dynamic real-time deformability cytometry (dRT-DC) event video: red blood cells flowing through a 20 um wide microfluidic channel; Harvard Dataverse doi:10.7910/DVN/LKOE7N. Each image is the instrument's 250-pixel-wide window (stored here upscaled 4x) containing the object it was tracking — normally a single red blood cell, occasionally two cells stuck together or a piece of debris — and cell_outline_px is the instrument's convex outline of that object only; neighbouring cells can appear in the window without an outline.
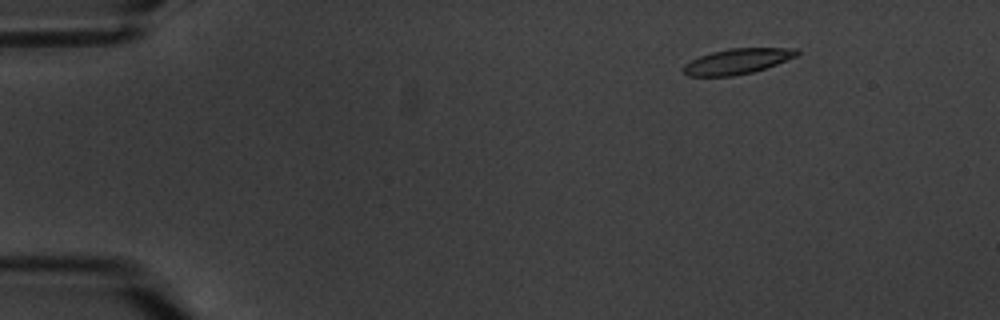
{"species": "common noctule bat (a hibernating species)", "species_latin": "Nyctalus noctula", "temperature_condition": "warm", "stored_images_in_passage": 8, "camera_frame_rate_fps": 3000, "um_per_image_px": 0.085, "animal": {"sex": "male", "body_mass_g": 20.1, "forearm_length_mm": 53.5}, "frame": {"image": 1, "passage_image": 3, "time_ms": 2.333, "image_size_px": [1000, 320], "cell_outline_px": [[800, 52], [796, 56], [776, 64], [752, 72], [732, 76], [688, 76], [684, 72], [684, 64], [700, 56], [712, 52], [728, 48], [800, 48]], "centroid_in_image_um": [62.69, 5.2], "position_along_channel_um": 22.3, "area_um2": 16.65}}
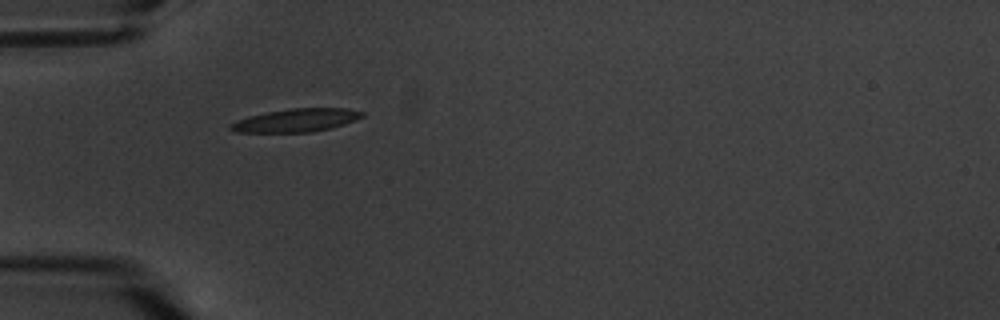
{"frame": {"image": 2, "passage_image": 6, "time_ms": 6.0, "image_size_px": [1000, 320], "cell_outline_px": [[364, 116], [356, 120], [344, 124], [312, 132], [236, 132], [228, 128], [228, 124], [236, 120], [248, 116], [288, 108], [344, 108], [364, 112]], "centroid_in_image_um": [25.14, 10.22], "position_along_channel_um": 59.9, "area_um2": 17.74}}